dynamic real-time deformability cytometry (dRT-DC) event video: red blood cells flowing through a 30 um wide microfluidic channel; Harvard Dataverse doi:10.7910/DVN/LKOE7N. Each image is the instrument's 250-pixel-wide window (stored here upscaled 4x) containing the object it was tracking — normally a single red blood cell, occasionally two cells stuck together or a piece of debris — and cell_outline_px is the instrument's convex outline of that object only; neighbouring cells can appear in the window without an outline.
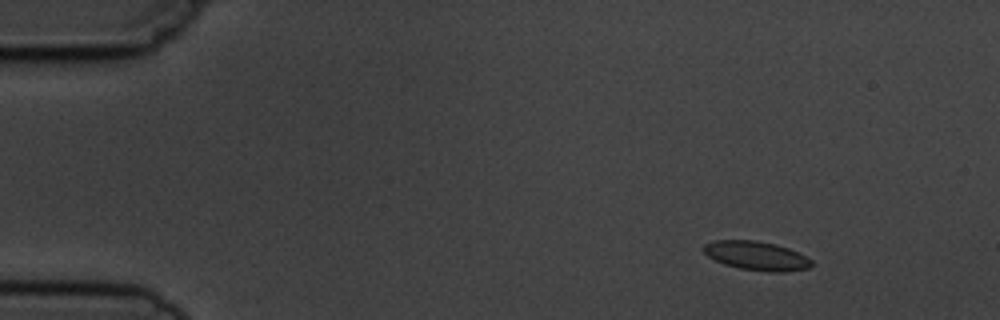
{"species": "common noctule bat (a hibernating species)", "species_latin": "Nyctalus noctula", "temperature_condition": "cold", "stored_images_in_passage": 5, "segment_of_instrument_passage": [1, 2], "camera_frame_rate_fps": 3000, "um_per_image_px": 0.085, "animal": {"sex": "male", "body_mass_g": 19.5, "forearm_length_mm": 54.6}, "frame": {"image": 1, "passage_image": 1, "time_ms": 0.0, "image_size_px": [1000, 320], "cell_outline_px": [[812, 264], [808, 268], [784, 272], [768, 272], [740, 268], [724, 264], [708, 256], [704, 252], [704, 244], [712, 240], [756, 240], [776, 244], [788, 248], [812, 260]], "centroid_in_image_um": [64.28, 21.73], "position_along_channel_um": 20.7, "area_um2": 18.09}}